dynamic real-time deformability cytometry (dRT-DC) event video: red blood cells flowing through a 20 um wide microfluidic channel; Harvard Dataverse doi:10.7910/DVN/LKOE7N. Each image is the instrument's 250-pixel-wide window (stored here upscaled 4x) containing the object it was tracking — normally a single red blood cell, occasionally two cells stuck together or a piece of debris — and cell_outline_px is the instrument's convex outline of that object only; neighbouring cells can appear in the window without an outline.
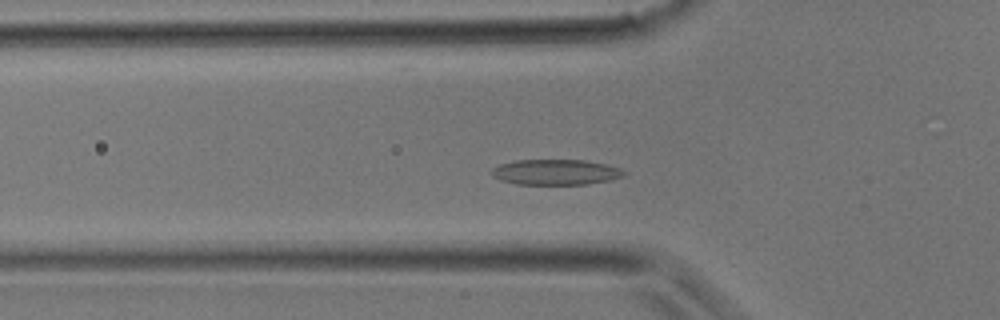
{"species": "common noctule bat (a hibernating species)", "species_latin": "Nyctalus noctula", "temperature_condition": "room temperature", "stored_images_in_passage": 35, "camera_frame_rate_fps": 3000, "um_per_image_px": 0.085, "animal": {"sex": "male", "body_mass_g": 17.9}, "frame": {"image": 1, "passage_image": 10, "time_ms": 3.0, "image_size_px": [1000, 320], "cell_outline_px": [[628, 172], [624, 176], [612, 180], [588, 184], [516, 184], [500, 180], [492, 176], [492, 168], [500, 164], [516, 160], [584, 160], [604, 164], [620, 168]], "centroid_in_image_um": [47.26, 14.63], "position_along_channel_um": 78.5, "area_um2": 19.71}}
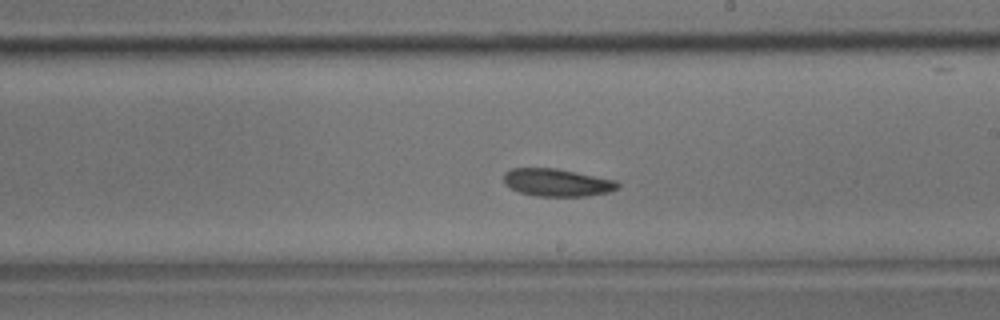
{"frame": {"image": 2, "passage_image": 19, "time_ms": 6.0, "image_size_px": [1000, 320], "cell_outline_px": [[620, 188], [608, 192], [588, 196], [536, 196], [520, 192], [504, 184], [504, 172], [512, 168], [556, 168], [616, 180], [620, 184]], "centroid_in_image_um": [47.37, 15.51], "position_along_channel_um": 241.6, "area_um2": 18.38}}
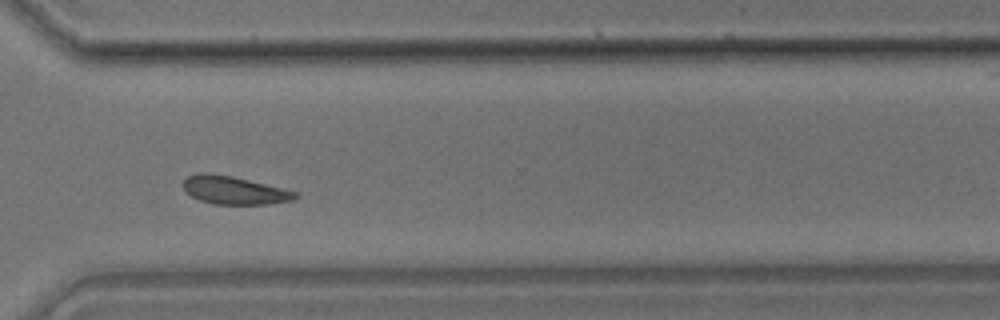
{"frame": {"image": 3, "passage_image": 25, "time_ms": 8.0, "image_size_px": [1000, 320], "cell_outline_px": [[296, 196], [292, 200], [268, 204], [212, 204], [200, 200], [184, 192], [184, 180], [188, 176], [200, 172], [208, 172], [232, 176], [296, 192]], "centroid_in_image_um": [19.82, 16.17], "position_along_channel_um": 350.8, "area_um2": 18.03}}